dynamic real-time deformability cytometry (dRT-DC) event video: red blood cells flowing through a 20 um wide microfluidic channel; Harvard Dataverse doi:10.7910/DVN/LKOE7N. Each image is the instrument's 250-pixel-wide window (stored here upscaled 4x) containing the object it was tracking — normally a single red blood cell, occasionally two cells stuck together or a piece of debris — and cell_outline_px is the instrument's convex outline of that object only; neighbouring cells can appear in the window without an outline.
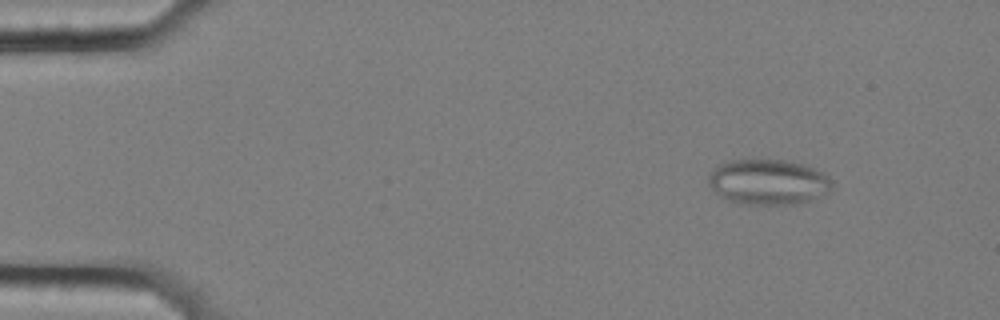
{"species": "common noctule bat (a hibernating species)", "species_latin": "Nyctalus noctula", "temperature_condition": "cold", "stored_images_in_passage": 58, "segment_of_instrument_passage": [1, 2], "camera_frame_rate_fps": 3000, "um_per_image_px": 0.085, "animal": {"sex": "female", "body_mass_g": 25.1}, "frame": {"image": 1, "passage_image": 7, "time_ms": 2.0, "image_size_px": [1000, 320], "cell_outline_px": [[832, 188], [828, 192], [808, 200], [796, 204], [740, 204], [728, 200], [720, 196], [708, 184], [708, 176], [720, 164], [728, 160], [784, 160], [800, 164], [824, 172], [828, 176], [832, 184]], "centroid_in_image_um": [65.28, 15.47], "position_along_channel_um": 19.7, "area_um2": 32.37}}